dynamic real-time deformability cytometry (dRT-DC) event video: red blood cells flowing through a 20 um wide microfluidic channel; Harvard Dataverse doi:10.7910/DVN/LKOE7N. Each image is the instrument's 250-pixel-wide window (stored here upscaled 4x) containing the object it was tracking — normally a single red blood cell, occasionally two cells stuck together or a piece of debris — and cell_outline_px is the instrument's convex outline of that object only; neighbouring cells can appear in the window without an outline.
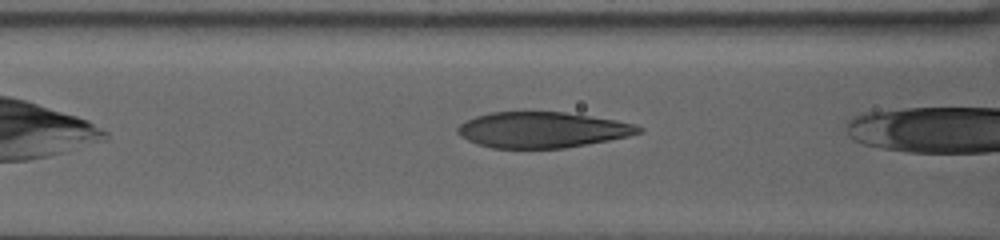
{"species": "human", "species_latin": "Homo sapiens", "temperature_condition": "warm", "stored_images_in_passage": 6, "camera_frame_rate_fps": 3000, "um_per_image_px": 0.085, "donor": {"sex": "female"}, "frame": {"image": 1, "passage_image": 5, "time_ms": 1.333, "image_size_px": [1000, 240], "cell_outline_px": [[644, 128], [640, 132], [628, 136], [608, 140], [564, 148], [492, 148], [476, 144], [460, 136], [456, 132], [456, 128], [460, 124], [476, 116], [492, 112], [564, 112], [616, 120], [632, 124]], "centroid_in_image_um": [46.05, 11.04], "position_along_channel_um": 120.6, "area_um2": 37.45}}